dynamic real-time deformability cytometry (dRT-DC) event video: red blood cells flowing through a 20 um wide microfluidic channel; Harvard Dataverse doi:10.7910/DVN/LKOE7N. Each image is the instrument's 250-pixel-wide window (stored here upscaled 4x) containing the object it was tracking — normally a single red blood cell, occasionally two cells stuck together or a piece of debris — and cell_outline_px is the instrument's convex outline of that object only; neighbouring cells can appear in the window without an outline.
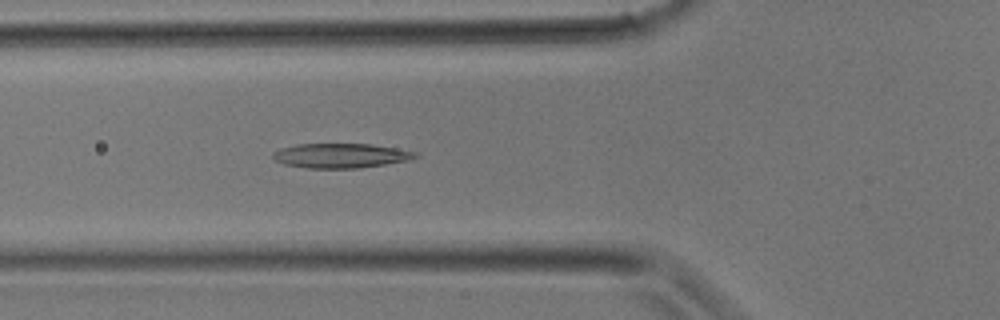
{"species": "common noctule bat (a hibernating species)", "species_latin": "Nyctalus noctula", "temperature_condition": "room temperature", "stored_images_in_passage": 31, "camera_frame_rate_fps": 3000, "um_per_image_px": 0.085, "animal": {"sex": "male", "body_mass_g": 17.9}, "frame": {"image": 1, "passage_image": 10, "time_ms": 3.0, "image_size_px": [1000, 320], "cell_outline_px": [[420, 156], [408, 160], [360, 168], [308, 168], [284, 164], [276, 160], [272, 156], [272, 152], [280, 148], [296, 144], [372, 144], [396, 148], [416, 152]], "centroid_in_image_um": [28.95, 13.22], "position_along_channel_um": 96.9, "area_um2": 20.35}}
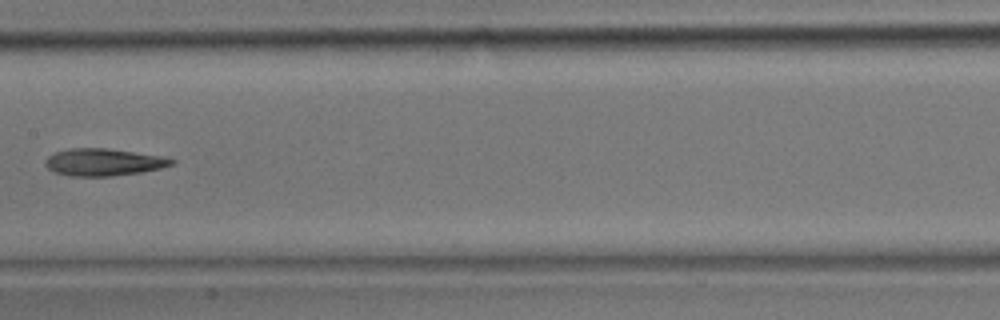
{"frame": {"image": 2, "passage_image": 15, "time_ms": 4.667, "image_size_px": [1000, 320], "cell_outline_px": [[176, 160], [172, 164], [160, 168], [140, 172], [112, 176], [68, 176], [56, 172], [48, 168], [44, 164], [44, 160], [48, 156], [56, 152], [68, 148], [108, 148], [160, 156]], "centroid_in_image_um": [8.75, 13.78], "position_along_channel_um": 198.7, "area_um2": 19.88}}
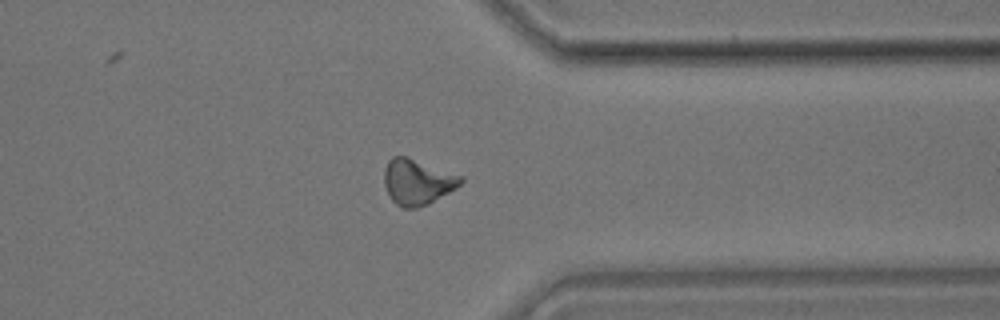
{"frame": {"image": 3, "passage_image": 24, "time_ms": 7.667, "image_size_px": [1000, 320], "cell_outline_px": [[464, 180], [456, 188], [428, 204], [416, 208], [400, 208], [392, 200], [384, 184], [384, 172], [388, 160], [392, 156], [408, 156], [464, 176]], "centroid_in_image_um": [35.48, 15.45], "position_along_channel_um": 375.9, "area_um2": 20.52}}